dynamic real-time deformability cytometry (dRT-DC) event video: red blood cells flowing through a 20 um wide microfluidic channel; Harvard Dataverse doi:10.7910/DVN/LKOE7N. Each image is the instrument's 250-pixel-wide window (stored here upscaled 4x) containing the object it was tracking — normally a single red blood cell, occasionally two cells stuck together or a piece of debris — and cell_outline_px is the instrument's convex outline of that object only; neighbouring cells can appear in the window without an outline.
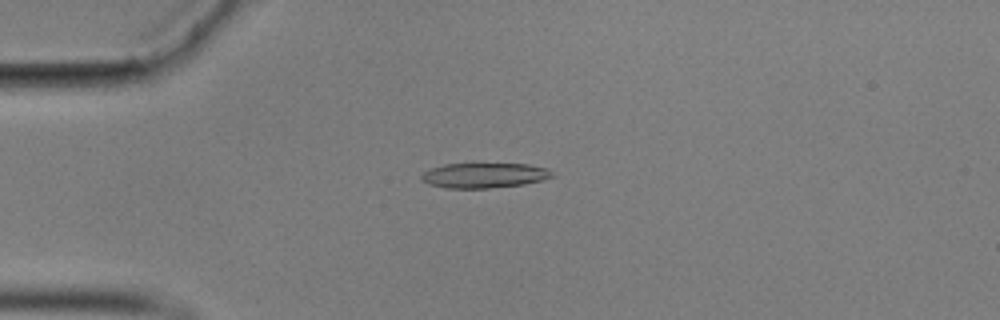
{"species": "common noctule bat (a hibernating species)", "species_latin": "Nyctalus noctula", "temperature_condition": "cold", "stored_images_in_passage": 51, "camera_frame_rate_fps": 3000, "um_per_image_px": 0.085, "animal": {"sex": "male", "body_mass_g": 17.9}, "frame": {"image": 1, "passage_image": 14, "time_ms": 4.333, "image_size_px": [1000, 320], "cell_outline_px": [[556, 176], [524, 184], [488, 188], [444, 188], [428, 184], [420, 180], [420, 176], [424, 172], [432, 168], [444, 164], [472, 160], [528, 164], [548, 168]], "centroid_in_image_um": [41.13, 14.84], "position_along_channel_um": 43.9, "area_um2": 20.29}}
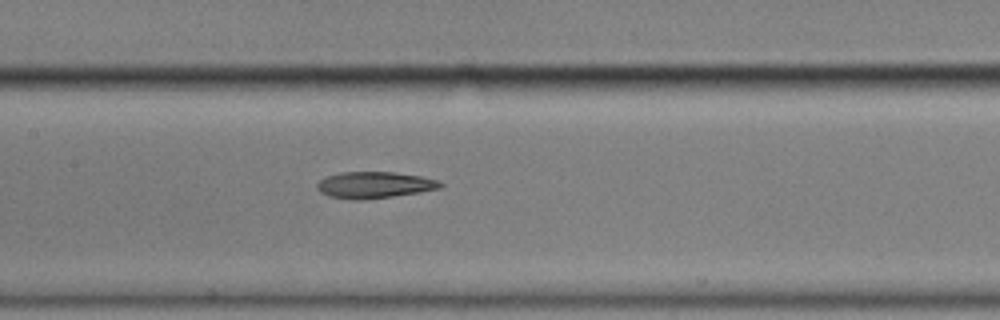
{"frame": {"image": 2, "passage_image": 27, "time_ms": 8.667, "image_size_px": [1000, 320], "cell_outline_px": [[444, 184], [440, 188], [420, 192], [392, 196], [356, 200], [352, 200], [328, 196], [320, 192], [316, 188], [316, 184], [320, 180], [328, 176], [344, 172], [396, 172], [420, 176], [436, 180]], "centroid_in_image_um": [31.8, 15.72], "position_along_channel_um": 175.6, "area_um2": 18.84}}
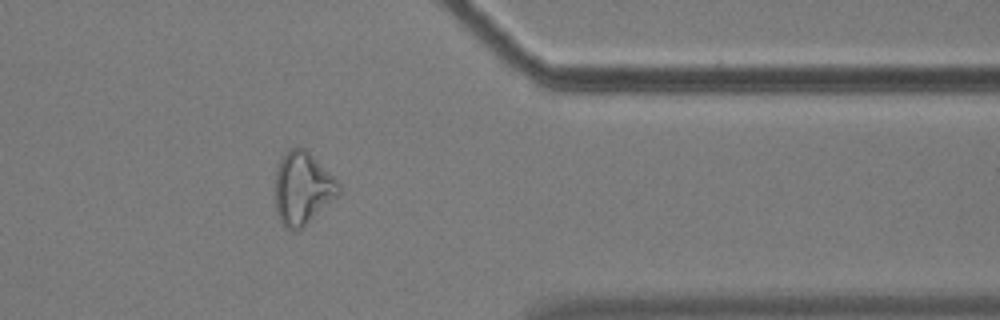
{"frame": {"image": 3, "passage_image": 46, "time_ms": 15.0, "image_size_px": [1000, 320], "cell_outline_px": [[340, 192], [336, 196], [300, 228], [292, 232], [280, 220], [276, 212], [276, 168], [284, 152], [288, 148], [304, 148], [340, 184]], "centroid_in_image_um": [25.67, 15.97], "position_along_channel_um": 385.7, "area_um2": 26.01}}